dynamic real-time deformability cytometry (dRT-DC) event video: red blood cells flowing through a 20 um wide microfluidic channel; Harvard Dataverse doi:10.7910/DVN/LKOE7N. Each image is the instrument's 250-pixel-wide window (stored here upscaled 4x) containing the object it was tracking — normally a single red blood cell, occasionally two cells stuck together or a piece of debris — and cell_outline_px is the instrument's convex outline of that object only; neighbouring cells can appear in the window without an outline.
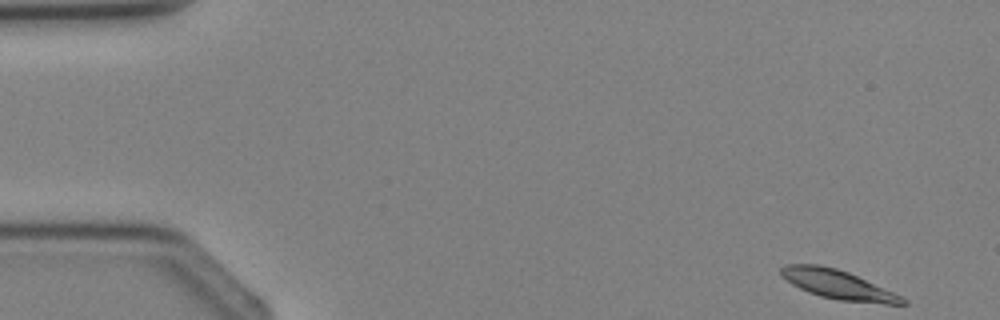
{"species": "Egyptian fruit bat (a non-hibernating species)", "species_latin": "Rousettus aegyptiacus", "temperature_condition": "cold", "stored_images_in_passage": 3, "camera_frame_rate_fps": 3000, "um_per_image_px": 0.085, "animal": {"sex": "female"}, "frame": {"image": 1, "passage_image": 3, "time_ms": 3.0, "image_size_px": [1000, 320], "cell_outline_px": [[908, 304], [884, 304], [840, 300], [820, 296], [808, 292], [792, 284], [780, 272], [780, 268], [784, 264], [820, 264], [836, 268], [848, 272], [892, 292], [908, 300]], "centroid_in_image_um": [71.21, 24.18], "position_along_channel_um": 13.8, "area_um2": 20.29}}